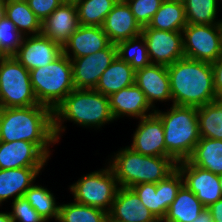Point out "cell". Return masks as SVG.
<instances>
[{
    "label": "cell",
    "instance_id": "25",
    "mask_svg": "<svg viewBox=\"0 0 222 222\" xmlns=\"http://www.w3.org/2000/svg\"><path fill=\"white\" fill-rule=\"evenodd\" d=\"M188 161L192 165L209 170L215 175H221L222 140L200 137Z\"/></svg>",
    "mask_w": 222,
    "mask_h": 222
},
{
    "label": "cell",
    "instance_id": "40",
    "mask_svg": "<svg viewBox=\"0 0 222 222\" xmlns=\"http://www.w3.org/2000/svg\"><path fill=\"white\" fill-rule=\"evenodd\" d=\"M213 69L214 89L218 98H222V55L216 60L211 62Z\"/></svg>",
    "mask_w": 222,
    "mask_h": 222
},
{
    "label": "cell",
    "instance_id": "4",
    "mask_svg": "<svg viewBox=\"0 0 222 222\" xmlns=\"http://www.w3.org/2000/svg\"><path fill=\"white\" fill-rule=\"evenodd\" d=\"M105 162L116 176L119 187L126 188L140 183H158L177 169V163L170 157L142 155L128 145L110 154Z\"/></svg>",
    "mask_w": 222,
    "mask_h": 222
},
{
    "label": "cell",
    "instance_id": "49",
    "mask_svg": "<svg viewBox=\"0 0 222 222\" xmlns=\"http://www.w3.org/2000/svg\"><path fill=\"white\" fill-rule=\"evenodd\" d=\"M218 6H220V4H222V0H217Z\"/></svg>",
    "mask_w": 222,
    "mask_h": 222
},
{
    "label": "cell",
    "instance_id": "42",
    "mask_svg": "<svg viewBox=\"0 0 222 222\" xmlns=\"http://www.w3.org/2000/svg\"><path fill=\"white\" fill-rule=\"evenodd\" d=\"M193 222H213L210 212L205 208Z\"/></svg>",
    "mask_w": 222,
    "mask_h": 222
},
{
    "label": "cell",
    "instance_id": "24",
    "mask_svg": "<svg viewBox=\"0 0 222 222\" xmlns=\"http://www.w3.org/2000/svg\"><path fill=\"white\" fill-rule=\"evenodd\" d=\"M204 209L196 195L183 184L162 222H193Z\"/></svg>",
    "mask_w": 222,
    "mask_h": 222
},
{
    "label": "cell",
    "instance_id": "15",
    "mask_svg": "<svg viewBox=\"0 0 222 222\" xmlns=\"http://www.w3.org/2000/svg\"><path fill=\"white\" fill-rule=\"evenodd\" d=\"M145 94L150 106L157 110V102L172 103L167 66L150 64L136 70L134 82ZM156 103V104H155Z\"/></svg>",
    "mask_w": 222,
    "mask_h": 222
},
{
    "label": "cell",
    "instance_id": "38",
    "mask_svg": "<svg viewBox=\"0 0 222 222\" xmlns=\"http://www.w3.org/2000/svg\"><path fill=\"white\" fill-rule=\"evenodd\" d=\"M10 204L12 210L9 214L13 222H47L24 196L15 199Z\"/></svg>",
    "mask_w": 222,
    "mask_h": 222
},
{
    "label": "cell",
    "instance_id": "19",
    "mask_svg": "<svg viewBox=\"0 0 222 222\" xmlns=\"http://www.w3.org/2000/svg\"><path fill=\"white\" fill-rule=\"evenodd\" d=\"M108 222H159L131 189L119 187Z\"/></svg>",
    "mask_w": 222,
    "mask_h": 222
},
{
    "label": "cell",
    "instance_id": "26",
    "mask_svg": "<svg viewBox=\"0 0 222 222\" xmlns=\"http://www.w3.org/2000/svg\"><path fill=\"white\" fill-rule=\"evenodd\" d=\"M0 12L10 19L24 36L38 35L42 32V21L29 8L26 0L1 5Z\"/></svg>",
    "mask_w": 222,
    "mask_h": 222
},
{
    "label": "cell",
    "instance_id": "20",
    "mask_svg": "<svg viewBox=\"0 0 222 222\" xmlns=\"http://www.w3.org/2000/svg\"><path fill=\"white\" fill-rule=\"evenodd\" d=\"M103 31L113 44L141 35L142 28L124 0H119L106 16Z\"/></svg>",
    "mask_w": 222,
    "mask_h": 222
},
{
    "label": "cell",
    "instance_id": "41",
    "mask_svg": "<svg viewBox=\"0 0 222 222\" xmlns=\"http://www.w3.org/2000/svg\"><path fill=\"white\" fill-rule=\"evenodd\" d=\"M207 210L210 212L213 222H222V199L210 205Z\"/></svg>",
    "mask_w": 222,
    "mask_h": 222
},
{
    "label": "cell",
    "instance_id": "46",
    "mask_svg": "<svg viewBox=\"0 0 222 222\" xmlns=\"http://www.w3.org/2000/svg\"><path fill=\"white\" fill-rule=\"evenodd\" d=\"M219 185H220L221 192H222V174L219 175Z\"/></svg>",
    "mask_w": 222,
    "mask_h": 222
},
{
    "label": "cell",
    "instance_id": "7",
    "mask_svg": "<svg viewBox=\"0 0 222 222\" xmlns=\"http://www.w3.org/2000/svg\"><path fill=\"white\" fill-rule=\"evenodd\" d=\"M105 165L99 170L82 175L68 186L73 201L109 213L119 185L110 166Z\"/></svg>",
    "mask_w": 222,
    "mask_h": 222
},
{
    "label": "cell",
    "instance_id": "28",
    "mask_svg": "<svg viewBox=\"0 0 222 222\" xmlns=\"http://www.w3.org/2000/svg\"><path fill=\"white\" fill-rule=\"evenodd\" d=\"M23 196L47 222L58 220L60 203L52 190L35 182Z\"/></svg>",
    "mask_w": 222,
    "mask_h": 222
},
{
    "label": "cell",
    "instance_id": "8",
    "mask_svg": "<svg viewBox=\"0 0 222 222\" xmlns=\"http://www.w3.org/2000/svg\"><path fill=\"white\" fill-rule=\"evenodd\" d=\"M29 70L14 56L0 60V108L38 105Z\"/></svg>",
    "mask_w": 222,
    "mask_h": 222
},
{
    "label": "cell",
    "instance_id": "35",
    "mask_svg": "<svg viewBox=\"0 0 222 222\" xmlns=\"http://www.w3.org/2000/svg\"><path fill=\"white\" fill-rule=\"evenodd\" d=\"M24 35L21 34L16 25L0 12V42L3 49L13 56L22 45Z\"/></svg>",
    "mask_w": 222,
    "mask_h": 222
},
{
    "label": "cell",
    "instance_id": "29",
    "mask_svg": "<svg viewBox=\"0 0 222 222\" xmlns=\"http://www.w3.org/2000/svg\"><path fill=\"white\" fill-rule=\"evenodd\" d=\"M197 117L201 138L222 140V98L197 107Z\"/></svg>",
    "mask_w": 222,
    "mask_h": 222
},
{
    "label": "cell",
    "instance_id": "23",
    "mask_svg": "<svg viewBox=\"0 0 222 222\" xmlns=\"http://www.w3.org/2000/svg\"><path fill=\"white\" fill-rule=\"evenodd\" d=\"M135 73L136 71L129 63H126L117 56L102 73L94 90L105 96H110L123 88L133 85L135 82Z\"/></svg>",
    "mask_w": 222,
    "mask_h": 222
},
{
    "label": "cell",
    "instance_id": "32",
    "mask_svg": "<svg viewBox=\"0 0 222 222\" xmlns=\"http://www.w3.org/2000/svg\"><path fill=\"white\" fill-rule=\"evenodd\" d=\"M63 203V204H62ZM59 205V222H108V213L88 205L62 202Z\"/></svg>",
    "mask_w": 222,
    "mask_h": 222
},
{
    "label": "cell",
    "instance_id": "1",
    "mask_svg": "<svg viewBox=\"0 0 222 222\" xmlns=\"http://www.w3.org/2000/svg\"><path fill=\"white\" fill-rule=\"evenodd\" d=\"M20 140L35 143L51 159L54 149L50 148L58 144L53 130V111L41 104L0 108V141Z\"/></svg>",
    "mask_w": 222,
    "mask_h": 222
},
{
    "label": "cell",
    "instance_id": "10",
    "mask_svg": "<svg viewBox=\"0 0 222 222\" xmlns=\"http://www.w3.org/2000/svg\"><path fill=\"white\" fill-rule=\"evenodd\" d=\"M148 56L151 64L169 66L184 58L183 34L179 31H165L142 28Z\"/></svg>",
    "mask_w": 222,
    "mask_h": 222
},
{
    "label": "cell",
    "instance_id": "39",
    "mask_svg": "<svg viewBox=\"0 0 222 222\" xmlns=\"http://www.w3.org/2000/svg\"><path fill=\"white\" fill-rule=\"evenodd\" d=\"M65 0H26L34 14L44 21Z\"/></svg>",
    "mask_w": 222,
    "mask_h": 222
},
{
    "label": "cell",
    "instance_id": "48",
    "mask_svg": "<svg viewBox=\"0 0 222 222\" xmlns=\"http://www.w3.org/2000/svg\"><path fill=\"white\" fill-rule=\"evenodd\" d=\"M220 30H221V44H222V22L220 24Z\"/></svg>",
    "mask_w": 222,
    "mask_h": 222
},
{
    "label": "cell",
    "instance_id": "45",
    "mask_svg": "<svg viewBox=\"0 0 222 222\" xmlns=\"http://www.w3.org/2000/svg\"><path fill=\"white\" fill-rule=\"evenodd\" d=\"M18 1H25V0H0V6L11 3V2H18Z\"/></svg>",
    "mask_w": 222,
    "mask_h": 222
},
{
    "label": "cell",
    "instance_id": "9",
    "mask_svg": "<svg viewBox=\"0 0 222 222\" xmlns=\"http://www.w3.org/2000/svg\"><path fill=\"white\" fill-rule=\"evenodd\" d=\"M182 34L185 58L211 63L222 55L220 24H187Z\"/></svg>",
    "mask_w": 222,
    "mask_h": 222
},
{
    "label": "cell",
    "instance_id": "36",
    "mask_svg": "<svg viewBox=\"0 0 222 222\" xmlns=\"http://www.w3.org/2000/svg\"><path fill=\"white\" fill-rule=\"evenodd\" d=\"M131 189L138 195L140 201L160 222L159 182L140 183L131 187Z\"/></svg>",
    "mask_w": 222,
    "mask_h": 222
},
{
    "label": "cell",
    "instance_id": "5",
    "mask_svg": "<svg viewBox=\"0 0 222 222\" xmlns=\"http://www.w3.org/2000/svg\"><path fill=\"white\" fill-rule=\"evenodd\" d=\"M166 111L155 110L164 129L166 157L176 163L189 159L200 139L197 107L171 104Z\"/></svg>",
    "mask_w": 222,
    "mask_h": 222
},
{
    "label": "cell",
    "instance_id": "6",
    "mask_svg": "<svg viewBox=\"0 0 222 222\" xmlns=\"http://www.w3.org/2000/svg\"><path fill=\"white\" fill-rule=\"evenodd\" d=\"M38 103L52 111L75 89L70 58L62 53L48 65L29 71Z\"/></svg>",
    "mask_w": 222,
    "mask_h": 222
},
{
    "label": "cell",
    "instance_id": "47",
    "mask_svg": "<svg viewBox=\"0 0 222 222\" xmlns=\"http://www.w3.org/2000/svg\"><path fill=\"white\" fill-rule=\"evenodd\" d=\"M163 1H173V2H181V3H183L184 0H163Z\"/></svg>",
    "mask_w": 222,
    "mask_h": 222
},
{
    "label": "cell",
    "instance_id": "18",
    "mask_svg": "<svg viewBox=\"0 0 222 222\" xmlns=\"http://www.w3.org/2000/svg\"><path fill=\"white\" fill-rule=\"evenodd\" d=\"M79 26L75 2L64 1L42 21L41 33L63 48Z\"/></svg>",
    "mask_w": 222,
    "mask_h": 222
},
{
    "label": "cell",
    "instance_id": "27",
    "mask_svg": "<svg viewBox=\"0 0 222 222\" xmlns=\"http://www.w3.org/2000/svg\"><path fill=\"white\" fill-rule=\"evenodd\" d=\"M186 25L183 3L163 1L148 26L158 30L182 32Z\"/></svg>",
    "mask_w": 222,
    "mask_h": 222
},
{
    "label": "cell",
    "instance_id": "13",
    "mask_svg": "<svg viewBox=\"0 0 222 222\" xmlns=\"http://www.w3.org/2000/svg\"><path fill=\"white\" fill-rule=\"evenodd\" d=\"M136 125L129 147L142 155L166 157L164 129L160 117L153 113L143 117Z\"/></svg>",
    "mask_w": 222,
    "mask_h": 222
},
{
    "label": "cell",
    "instance_id": "43",
    "mask_svg": "<svg viewBox=\"0 0 222 222\" xmlns=\"http://www.w3.org/2000/svg\"><path fill=\"white\" fill-rule=\"evenodd\" d=\"M0 222H13L8 211H0Z\"/></svg>",
    "mask_w": 222,
    "mask_h": 222
},
{
    "label": "cell",
    "instance_id": "14",
    "mask_svg": "<svg viewBox=\"0 0 222 222\" xmlns=\"http://www.w3.org/2000/svg\"><path fill=\"white\" fill-rule=\"evenodd\" d=\"M63 53L62 47L42 33L25 36L13 55L29 71L53 62Z\"/></svg>",
    "mask_w": 222,
    "mask_h": 222
},
{
    "label": "cell",
    "instance_id": "16",
    "mask_svg": "<svg viewBox=\"0 0 222 222\" xmlns=\"http://www.w3.org/2000/svg\"><path fill=\"white\" fill-rule=\"evenodd\" d=\"M49 157L35 144L28 141H0V169L45 167Z\"/></svg>",
    "mask_w": 222,
    "mask_h": 222
},
{
    "label": "cell",
    "instance_id": "22",
    "mask_svg": "<svg viewBox=\"0 0 222 222\" xmlns=\"http://www.w3.org/2000/svg\"><path fill=\"white\" fill-rule=\"evenodd\" d=\"M45 167H22L17 169H0V208L8 200L22 197L31 187ZM41 173V174H40ZM11 198V199H10Z\"/></svg>",
    "mask_w": 222,
    "mask_h": 222
},
{
    "label": "cell",
    "instance_id": "12",
    "mask_svg": "<svg viewBox=\"0 0 222 222\" xmlns=\"http://www.w3.org/2000/svg\"><path fill=\"white\" fill-rule=\"evenodd\" d=\"M177 169L182 174L183 184L196 195L205 208L222 199L219 175L192 165L188 160L178 162Z\"/></svg>",
    "mask_w": 222,
    "mask_h": 222
},
{
    "label": "cell",
    "instance_id": "33",
    "mask_svg": "<svg viewBox=\"0 0 222 222\" xmlns=\"http://www.w3.org/2000/svg\"><path fill=\"white\" fill-rule=\"evenodd\" d=\"M117 56L136 71L151 64L144 37L141 35L116 44Z\"/></svg>",
    "mask_w": 222,
    "mask_h": 222
},
{
    "label": "cell",
    "instance_id": "17",
    "mask_svg": "<svg viewBox=\"0 0 222 222\" xmlns=\"http://www.w3.org/2000/svg\"><path fill=\"white\" fill-rule=\"evenodd\" d=\"M108 97L110 110L115 121L124 117L141 119L155 113L144 92L135 83Z\"/></svg>",
    "mask_w": 222,
    "mask_h": 222
},
{
    "label": "cell",
    "instance_id": "37",
    "mask_svg": "<svg viewBox=\"0 0 222 222\" xmlns=\"http://www.w3.org/2000/svg\"><path fill=\"white\" fill-rule=\"evenodd\" d=\"M134 14L136 22L141 28L150 24L154 14L161 6L163 0H124Z\"/></svg>",
    "mask_w": 222,
    "mask_h": 222
},
{
    "label": "cell",
    "instance_id": "2",
    "mask_svg": "<svg viewBox=\"0 0 222 222\" xmlns=\"http://www.w3.org/2000/svg\"><path fill=\"white\" fill-rule=\"evenodd\" d=\"M78 127L101 131L114 123L109 97L94 89H74L53 111V130L57 143L66 131V122Z\"/></svg>",
    "mask_w": 222,
    "mask_h": 222
},
{
    "label": "cell",
    "instance_id": "31",
    "mask_svg": "<svg viewBox=\"0 0 222 222\" xmlns=\"http://www.w3.org/2000/svg\"><path fill=\"white\" fill-rule=\"evenodd\" d=\"M187 24H221L217 0H184Z\"/></svg>",
    "mask_w": 222,
    "mask_h": 222
},
{
    "label": "cell",
    "instance_id": "30",
    "mask_svg": "<svg viewBox=\"0 0 222 222\" xmlns=\"http://www.w3.org/2000/svg\"><path fill=\"white\" fill-rule=\"evenodd\" d=\"M119 0H76L79 24L102 27L106 16Z\"/></svg>",
    "mask_w": 222,
    "mask_h": 222
},
{
    "label": "cell",
    "instance_id": "44",
    "mask_svg": "<svg viewBox=\"0 0 222 222\" xmlns=\"http://www.w3.org/2000/svg\"><path fill=\"white\" fill-rule=\"evenodd\" d=\"M10 57V55L3 49L0 42V60Z\"/></svg>",
    "mask_w": 222,
    "mask_h": 222
},
{
    "label": "cell",
    "instance_id": "34",
    "mask_svg": "<svg viewBox=\"0 0 222 222\" xmlns=\"http://www.w3.org/2000/svg\"><path fill=\"white\" fill-rule=\"evenodd\" d=\"M182 185L183 177L178 169L166 179L159 181L160 222L165 218L170 205L175 200L177 192Z\"/></svg>",
    "mask_w": 222,
    "mask_h": 222
},
{
    "label": "cell",
    "instance_id": "3",
    "mask_svg": "<svg viewBox=\"0 0 222 222\" xmlns=\"http://www.w3.org/2000/svg\"><path fill=\"white\" fill-rule=\"evenodd\" d=\"M172 104L201 107L219 99L210 62L182 58L167 66Z\"/></svg>",
    "mask_w": 222,
    "mask_h": 222
},
{
    "label": "cell",
    "instance_id": "11",
    "mask_svg": "<svg viewBox=\"0 0 222 222\" xmlns=\"http://www.w3.org/2000/svg\"><path fill=\"white\" fill-rule=\"evenodd\" d=\"M117 57L116 44L96 53L70 59L75 89H95L102 73Z\"/></svg>",
    "mask_w": 222,
    "mask_h": 222
},
{
    "label": "cell",
    "instance_id": "21",
    "mask_svg": "<svg viewBox=\"0 0 222 222\" xmlns=\"http://www.w3.org/2000/svg\"><path fill=\"white\" fill-rule=\"evenodd\" d=\"M110 44L102 27L80 25L62 50L68 58L74 59L101 51Z\"/></svg>",
    "mask_w": 222,
    "mask_h": 222
}]
</instances>
